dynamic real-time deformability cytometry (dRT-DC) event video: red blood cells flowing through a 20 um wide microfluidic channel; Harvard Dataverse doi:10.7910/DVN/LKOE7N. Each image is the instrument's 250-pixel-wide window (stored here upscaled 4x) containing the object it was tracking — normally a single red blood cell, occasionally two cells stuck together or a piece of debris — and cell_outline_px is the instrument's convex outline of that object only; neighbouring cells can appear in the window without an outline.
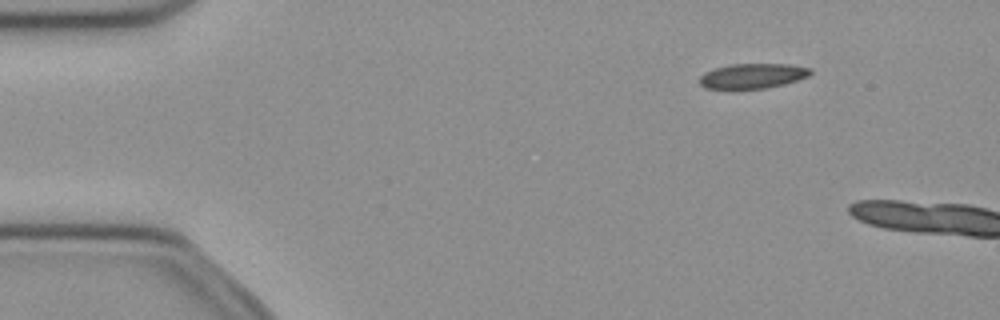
{"species": "common noctule bat (a hibernating species)", "species_latin": "Nyctalus noctula", "temperature_condition": "cold", "stored_images_in_passage": 9, "camera_frame_rate_fps": 3000, "um_per_image_px": 0.085, "animal": {"sex": "female", "body_mass_g": 21.9}, "frame": {"image": 1, "passage_image": 7, "time_ms": 2.0, "image_size_px": [1000, 320], "cell_outline_px": [[812, 72], [808, 76], [784, 84], [764, 88], [704, 88], [700, 84], [700, 76], [704, 72], [716, 68], [732, 64], [788, 64], [812, 68]], "centroid_in_image_um": [63.98, 6.44], "position_along_channel_um": 21.0, "area_um2": 15.9}}